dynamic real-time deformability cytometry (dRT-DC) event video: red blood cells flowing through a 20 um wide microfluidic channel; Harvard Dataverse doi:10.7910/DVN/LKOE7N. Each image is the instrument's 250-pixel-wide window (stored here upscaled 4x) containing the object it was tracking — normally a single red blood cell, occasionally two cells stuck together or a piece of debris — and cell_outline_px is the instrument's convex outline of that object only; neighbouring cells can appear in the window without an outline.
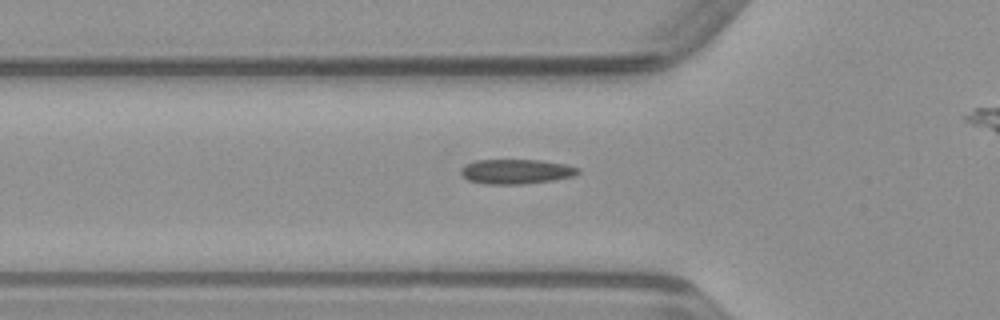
{"species": "common noctule bat (a hibernating species)", "species_latin": "Nyctalus noctula", "temperature_condition": "warm", "stored_images_in_passage": 29, "camera_frame_rate_fps": 3000, "um_per_image_px": 0.085, "animal": {"sex": "male", "body_mass_g": 23.1, "forearm_length_mm": 52.7}, "frame": {"image": 1, "passage_image": 5, "time_ms": 1.333, "image_size_px": [1000, 320], "cell_outline_px": [[580, 172], [572, 176], [552, 180], [524, 184], [484, 184], [468, 180], [460, 172], [460, 168], [476, 160], [540, 160], [568, 164], [580, 168]], "centroid_in_image_um": [43.89, 14.58], "position_along_channel_um": 81.9, "area_um2": 16.88}}
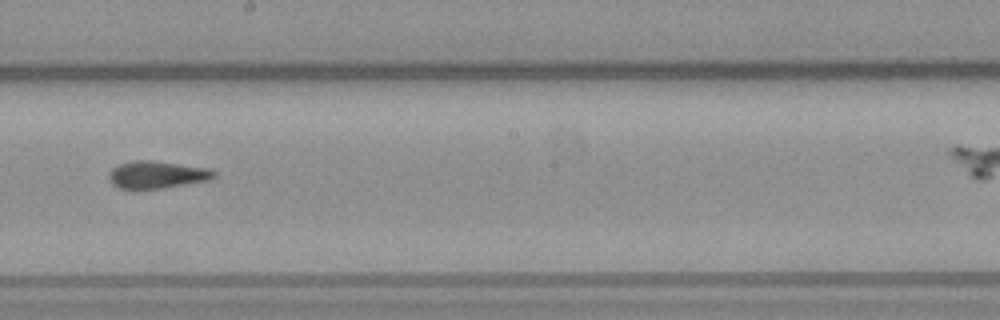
{"frame": {"image": 2, "passage_image": 16, "time_ms": 5.0, "image_size_px": [1000, 320], "cell_outline_px": [[216, 176], [208, 180], [160, 188], [120, 188], [112, 184], [108, 176], [108, 172], [112, 168], [120, 164], [136, 160], [152, 160], [208, 168], [216, 172]], "centroid_in_image_um": [13.32, 14.83], "position_along_channel_um": 234.9, "area_um2": 16.47}}
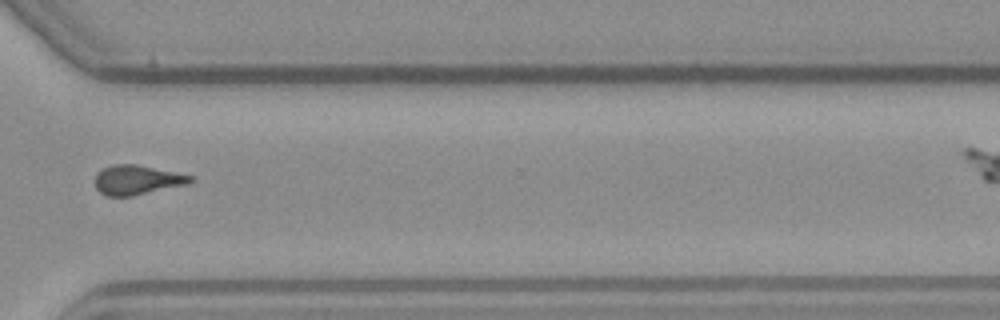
{"frame": {"image": 3, "passage_image": 25, "time_ms": 8.0, "image_size_px": [1000, 320], "cell_outline_px": [[196, 176], [188, 184], [132, 196], [108, 196], [100, 192], [96, 188], [96, 172], [112, 164], [136, 164]], "centroid_in_image_um": [11.67, 15.28], "position_along_channel_um": 358.9, "area_um2": 16.42}}